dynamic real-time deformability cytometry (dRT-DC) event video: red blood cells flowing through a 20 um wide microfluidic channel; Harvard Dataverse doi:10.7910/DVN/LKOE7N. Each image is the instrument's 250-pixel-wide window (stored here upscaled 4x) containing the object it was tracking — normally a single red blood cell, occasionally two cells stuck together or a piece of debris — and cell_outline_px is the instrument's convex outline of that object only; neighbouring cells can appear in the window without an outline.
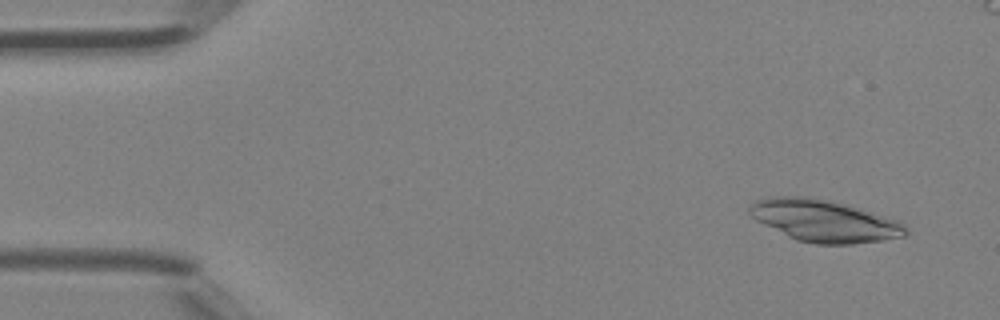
{"species": "Egyptian fruit bat (a non-hibernating species)", "species_latin": "Rousettus aegyptiacus", "temperature_condition": "room temperature", "stored_images_in_passage": 5, "camera_frame_rate_fps": 3000, "um_per_image_px": 0.085, "animal": {"sex": "female"}, "frame": {"image": 1, "passage_image": 1, "time_ms": 0.0, "image_size_px": [1000, 320], "cell_outline_px": [[908, 232], [904, 236], [880, 240], [852, 244], [816, 244], [796, 240], [756, 220], [748, 212], [748, 208], [756, 200], [772, 196], [804, 196], [828, 200], [896, 220], [904, 224]], "centroid_in_image_um": [70.01, 18.77], "position_along_channel_um": 15.0, "area_um2": 37.45}}